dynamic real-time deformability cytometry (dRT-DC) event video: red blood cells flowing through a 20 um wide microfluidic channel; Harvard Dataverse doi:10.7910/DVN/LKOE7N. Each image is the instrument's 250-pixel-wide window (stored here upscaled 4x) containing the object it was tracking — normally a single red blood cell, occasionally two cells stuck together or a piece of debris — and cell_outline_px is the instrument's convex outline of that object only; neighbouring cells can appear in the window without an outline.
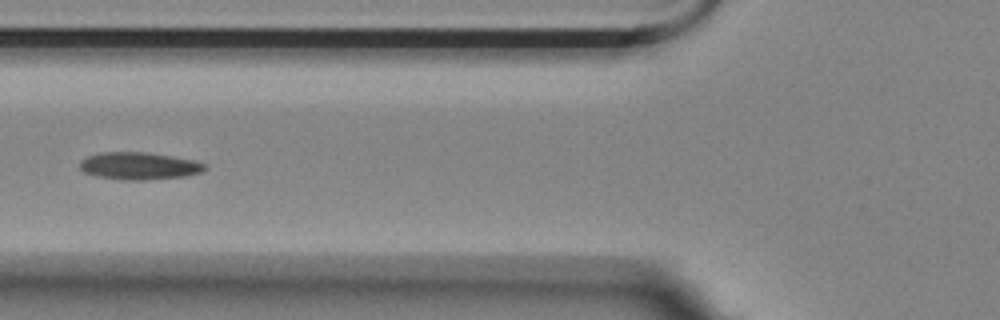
{"species": "Egyptian fruit bat (a non-hibernating species)", "species_latin": "Rousettus aegyptiacus", "temperature_condition": "room temperature", "stored_images_in_passage": 4, "camera_frame_rate_fps": 3000, "um_per_image_px": 0.085, "animal": {"sex": "female"}, "frame": {"image": 1, "passage_image": 4, "time_ms": 1.0, "image_size_px": [1000, 320], "cell_outline_px": [[208, 168], [200, 172], [184, 176], [144, 180], [120, 180], [96, 176], [84, 172], [80, 168], [80, 160], [88, 156], [100, 152], [148, 152], [196, 160], [204, 164]], "centroid_in_image_um": [11.81, 14.1], "position_along_channel_um": 114.0, "area_um2": 20.0}}